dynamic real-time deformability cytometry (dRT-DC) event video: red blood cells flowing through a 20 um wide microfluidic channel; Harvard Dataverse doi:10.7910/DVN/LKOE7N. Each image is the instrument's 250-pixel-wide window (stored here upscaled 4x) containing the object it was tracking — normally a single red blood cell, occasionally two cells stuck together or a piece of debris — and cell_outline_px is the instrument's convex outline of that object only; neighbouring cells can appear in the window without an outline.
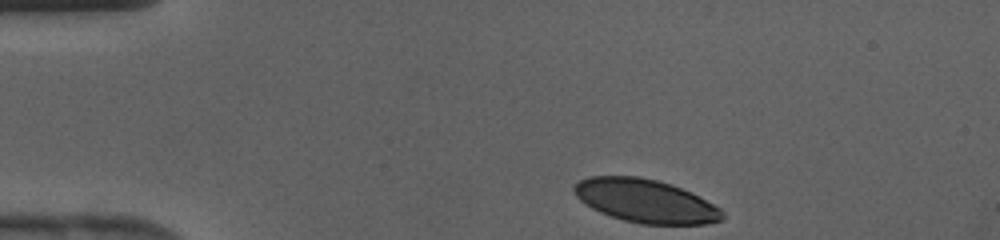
{"species": "human", "species_latin": "Homo sapiens", "temperature_condition": "cold", "stored_images_in_passage": 36, "camera_frame_rate_fps": 3000, "um_per_image_px": 0.085, "donor": {"sex": "female"}, "frame": {"image": 1, "passage_image": 1, "time_ms": 0.0, "image_size_px": [1000, 240], "cell_outline_px": [[724, 220], [704, 224], [640, 224], [624, 220], [600, 212], [592, 208], [580, 200], [576, 196], [572, 188], [580, 180], [588, 176], [636, 176], [656, 180], [672, 184], [720, 208], [724, 212]], "centroid_in_image_um": [54.85, 17.08], "position_along_channel_um": 30.2, "area_um2": 37.11}}
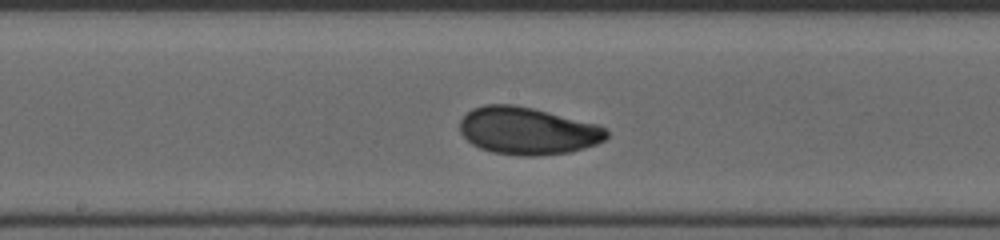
{"frame": {"image": 2, "passage_image": 16, "time_ms": 5.0, "image_size_px": [1000, 240], "cell_outline_px": [[608, 136], [604, 140], [596, 144], [584, 148], [568, 152], [536, 156], [520, 156], [492, 152], [480, 148], [472, 144], [460, 132], [460, 120], [472, 108], [484, 104], [512, 104], [532, 108], [596, 124], [608, 128]], "centroid_in_image_um": [44.83, 11.12], "position_along_channel_um": 203.4, "area_um2": 40.4}}
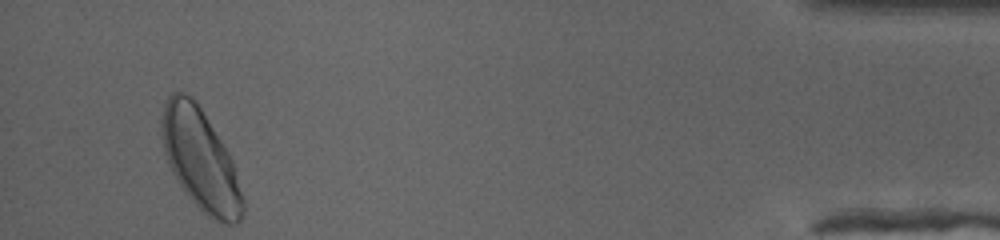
{"frame": {"image": 3, "passage_image": 34, "time_ms": 11.0, "image_size_px": [1000, 240], "cell_outline_px": [[244, 212], [240, 220], [236, 224], [224, 224], [208, 216], [184, 192], [172, 172], [168, 164], [164, 152], [160, 128], [160, 120], [164, 104], [168, 96], [172, 92], [184, 92], [192, 96], [196, 100], [228, 152], [232, 160], [244, 196]], "centroid_in_image_um": [17.03, 13.56], "position_along_channel_um": 418.2, "area_um2": 47.97}}